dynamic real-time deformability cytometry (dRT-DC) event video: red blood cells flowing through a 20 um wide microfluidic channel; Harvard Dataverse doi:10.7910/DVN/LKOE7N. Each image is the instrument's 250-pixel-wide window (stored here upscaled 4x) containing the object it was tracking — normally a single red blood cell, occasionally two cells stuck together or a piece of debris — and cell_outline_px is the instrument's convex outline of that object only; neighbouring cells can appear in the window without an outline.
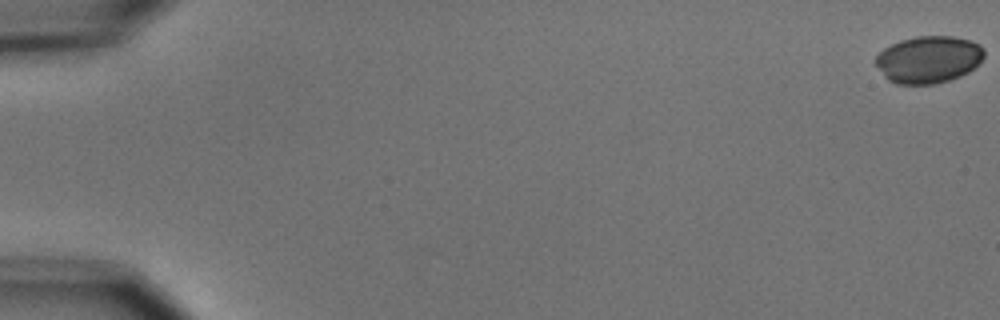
{"species": "common noctule bat (a hibernating species)", "species_latin": "Nyctalus noctula", "temperature_condition": "cold", "stored_images_in_passage": 5, "camera_frame_rate_fps": 3000, "um_per_image_px": 0.085, "animal": {"sex": "male", "body_mass_g": 15.6}, "frame": {"image": 1, "passage_image": 1, "time_ms": 0.0, "image_size_px": [1000, 320], "cell_outline_px": [[984, 56], [980, 64], [968, 72], [960, 76], [936, 84], [896, 84], [888, 80], [884, 76], [876, 64], [876, 56], [884, 48], [900, 40], [916, 36], [952, 36], [968, 40], [980, 44], [984, 48]], "centroid_in_image_um": [78.94, 5.05], "position_along_channel_um": 6.1, "area_um2": 29.88}}
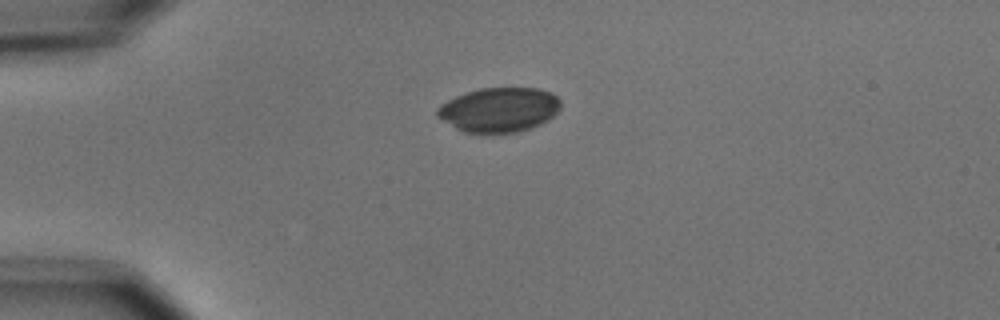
{"frame": {"image": 2, "passage_image": 5, "time_ms": 4.667, "image_size_px": [1000, 320], "cell_outline_px": [[560, 108], [548, 120], [532, 128], [520, 132], [484, 136], [464, 132], [456, 128], [436, 116], [436, 108], [440, 104], [456, 96], [480, 88], [540, 88], [552, 92], [560, 100]], "centroid_in_image_um": [42.41, 9.37], "position_along_channel_um": 42.6, "area_um2": 32.77}}